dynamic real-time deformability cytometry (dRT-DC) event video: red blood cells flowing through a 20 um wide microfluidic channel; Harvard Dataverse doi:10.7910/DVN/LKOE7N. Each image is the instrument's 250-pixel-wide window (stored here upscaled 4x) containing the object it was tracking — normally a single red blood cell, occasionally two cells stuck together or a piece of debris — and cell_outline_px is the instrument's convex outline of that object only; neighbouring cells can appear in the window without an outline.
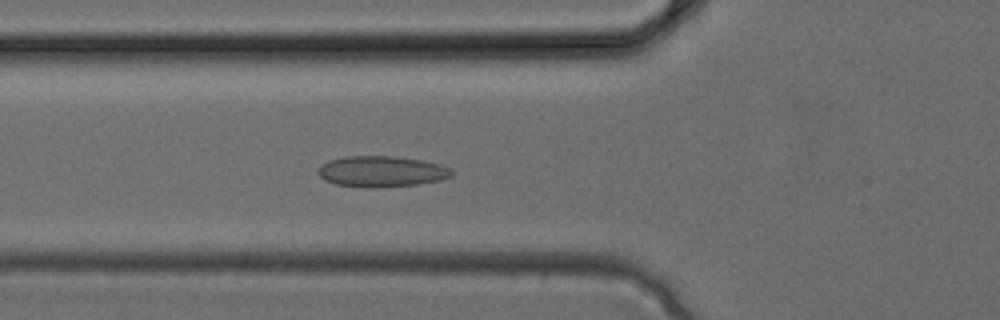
{"species": "common noctule bat (a hibernating species)", "species_latin": "Nyctalus noctula", "temperature_condition": "cold", "stored_images_in_passage": 34, "camera_frame_rate_fps": 3000, "um_per_image_px": 0.085, "animal": {"sex": "female", "body_mass_g": 24.6, "forearm_length_mm": 56.2}, "frame": {"image": 1, "passage_image": 12, "time_ms": 3.667, "image_size_px": [1000, 320], "cell_outline_px": [[456, 172], [452, 176], [440, 180], [416, 184], [376, 188], [368, 188], [336, 184], [324, 180], [320, 176], [320, 164], [328, 160], [344, 156], [396, 156], [420, 160], [440, 164], [452, 168]], "centroid_in_image_um": [32.46, 14.57], "position_along_channel_um": 93.3, "area_um2": 24.22}}
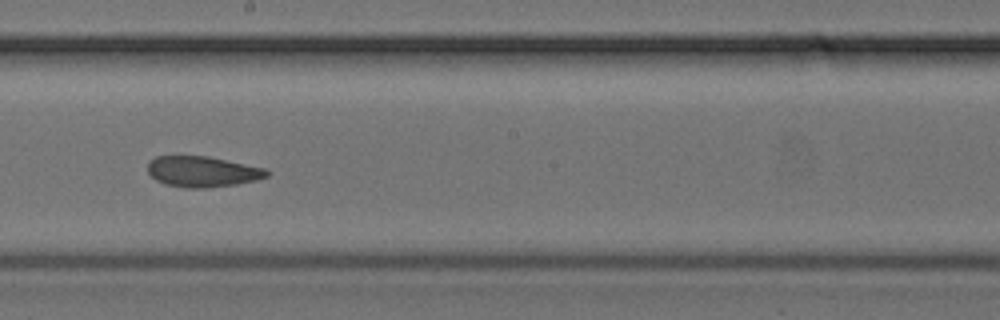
{"frame": {"image": 2, "passage_image": 19, "time_ms": 6.0, "image_size_px": [1000, 320], "cell_outline_px": [[268, 176], [256, 180], [236, 184], [204, 188], [188, 188], [164, 184], [156, 180], [148, 172], [148, 164], [156, 156], [208, 156], [264, 168], [268, 172]], "centroid_in_image_um": [17.19, 14.59], "position_along_channel_um": 231.0, "area_um2": 21.1}}
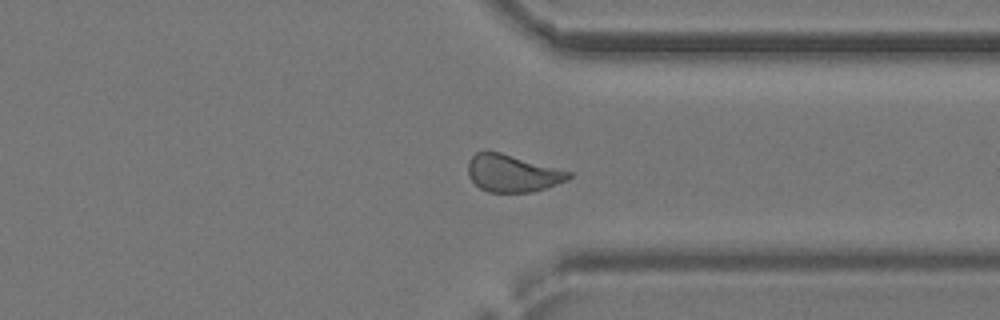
{"frame": {"image": 3, "passage_image": 26, "time_ms": 8.333, "image_size_px": [1000, 320], "cell_outline_px": [[572, 176], [568, 180], [532, 192], [488, 192], [480, 188], [468, 176], [468, 160], [476, 152], [500, 152], [572, 172]], "centroid_in_image_um": [43.55, 14.73], "position_along_channel_um": 367.8, "area_um2": 21.68}}